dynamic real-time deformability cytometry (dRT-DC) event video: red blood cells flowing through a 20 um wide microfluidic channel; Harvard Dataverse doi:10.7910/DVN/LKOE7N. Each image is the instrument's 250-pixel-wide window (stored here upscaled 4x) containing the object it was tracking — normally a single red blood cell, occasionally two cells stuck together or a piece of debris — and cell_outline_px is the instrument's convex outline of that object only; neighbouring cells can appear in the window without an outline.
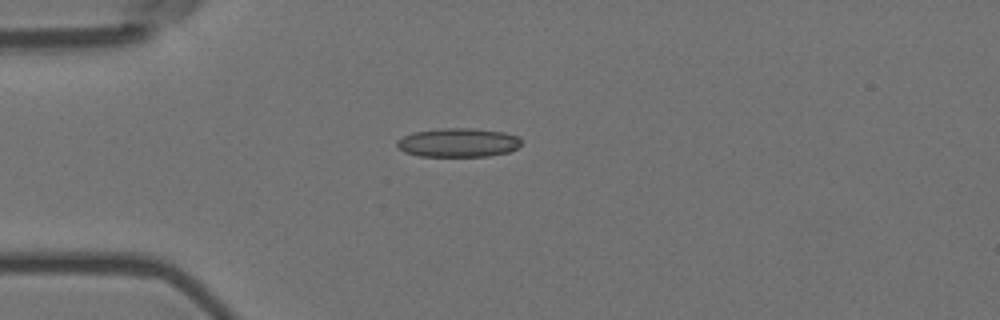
{"species": "Egyptian fruit bat (a non-hibernating species)", "species_latin": "Rousettus aegyptiacus", "temperature_condition": "room temperature", "stored_images_in_passage": 6, "camera_frame_rate_fps": 3000, "um_per_image_px": 0.085, "animal": {"sex": "female"}, "frame": {"image": 1, "passage_image": 4, "time_ms": 1.0, "image_size_px": [1000, 320], "cell_outline_px": [[524, 140], [516, 148], [508, 152], [488, 156], [420, 156], [404, 152], [396, 148], [396, 140], [412, 132], [440, 128], [472, 128], [504, 132], [520, 136]], "centroid_in_image_um": [38.94, 12.11], "position_along_channel_um": 46.1, "area_um2": 21.21}}
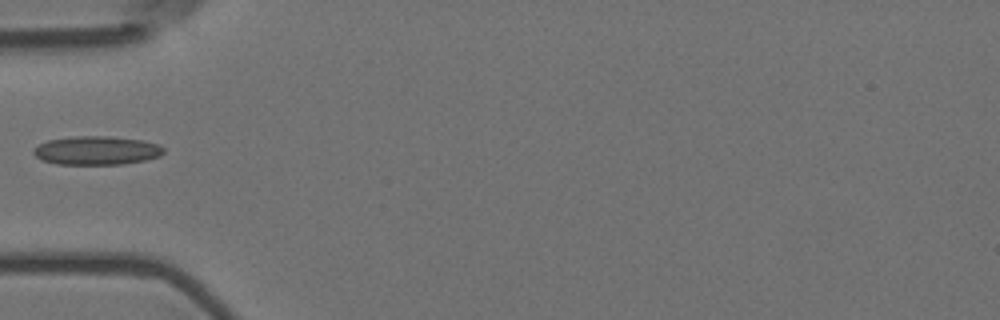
{"frame": {"image": 2, "passage_image": 5, "time_ms": 1.333, "image_size_px": [1000, 320], "cell_outline_px": [[164, 152], [160, 156], [144, 160], [124, 164], [56, 164], [40, 160], [32, 152], [32, 148], [48, 140], [76, 136], [108, 136], [144, 140], [160, 144], [164, 148]], "centroid_in_image_um": [8.21, 12.79], "position_along_channel_um": 76.8, "area_um2": 21.91}}
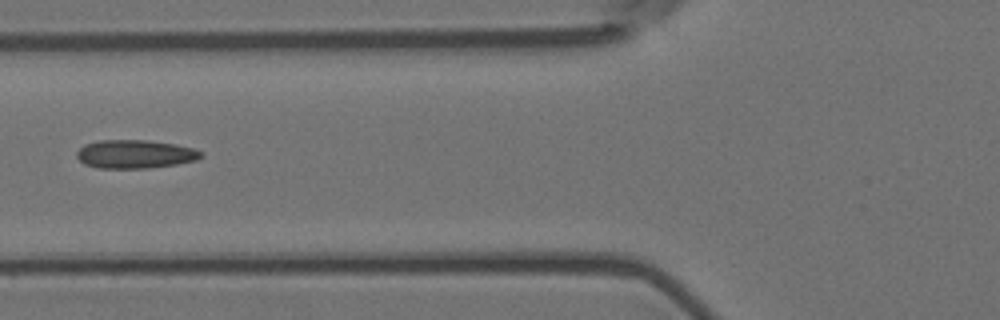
{"frame": {"image": 3, "passage_image": 6, "time_ms": 1.667, "image_size_px": [1000, 320], "cell_outline_px": [[204, 156], [196, 160], [176, 164], [148, 168], [96, 168], [84, 164], [76, 156], [76, 152], [84, 144], [100, 140], [148, 140], [176, 144], [196, 148], [204, 152]], "centroid_in_image_um": [11.51, 13.09], "position_along_channel_um": 114.3, "area_um2": 20.87}}